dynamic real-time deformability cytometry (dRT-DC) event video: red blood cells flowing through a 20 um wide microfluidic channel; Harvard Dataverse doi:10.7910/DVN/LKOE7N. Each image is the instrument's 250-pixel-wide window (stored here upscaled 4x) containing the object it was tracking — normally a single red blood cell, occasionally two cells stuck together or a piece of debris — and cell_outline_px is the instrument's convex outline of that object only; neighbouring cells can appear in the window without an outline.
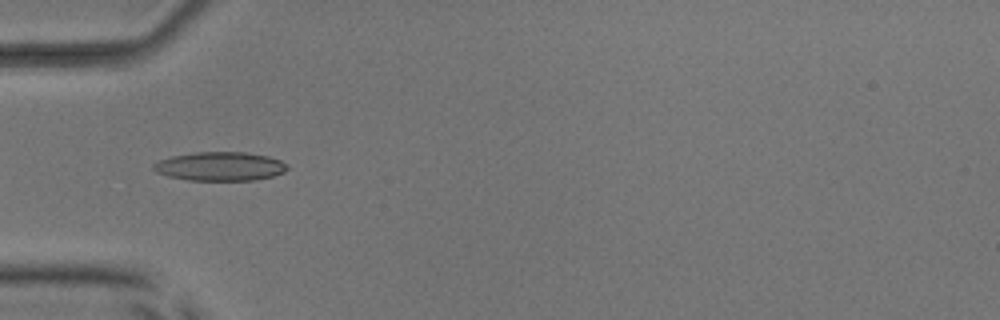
{"species": "common noctule bat (a hibernating species)", "species_latin": "Nyctalus noctula", "temperature_condition": "room temperature", "stored_images_in_passage": 18, "camera_frame_rate_fps": 3000, "um_per_image_px": 0.085, "animal": {"sex": "male", "body_mass_g": 17.9, "forearm_length_mm": 54.2}, "frame": {"image": 1, "passage_image": 8, "time_ms": 2.333, "image_size_px": [1000, 320], "cell_outline_px": [[288, 168], [284, 172], [272, 176], [256, 180], [188, 180], [168, 176], [156, 172], [152, 168], [152, 164], [160, 160], [172, 156], [196, 152], [244, 152], [268, 156], [280, 160], [288, 164]], "centroid_in_image_um": [18.71, 14.14], "position_along_channel_um": 66.3, "area_um2": 22.48}}
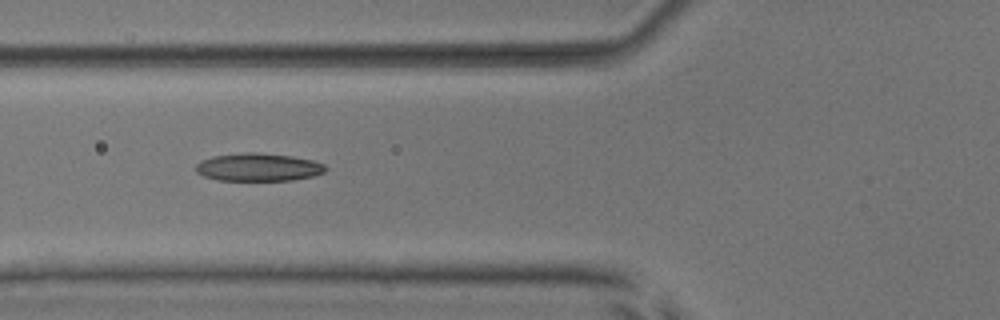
{"frame": {"image": 2, "passage_image": 11, "time_ms": 3.333, "image_size_px": [1000, 320], "cell_outline_px": [[328, 168], [324, 172], [312, 176], [292, 180], [216, 180], [204, 176], [196, 172], [196, 164], [200, 160], [212, 156], [244, 152], [256, 152], [292, 156], [312, 160], [324, 164]], "centroid_in_image_um": [21.94, 14.2], "position_along_channel_um": 103.9, "area_um2": 21.15}}